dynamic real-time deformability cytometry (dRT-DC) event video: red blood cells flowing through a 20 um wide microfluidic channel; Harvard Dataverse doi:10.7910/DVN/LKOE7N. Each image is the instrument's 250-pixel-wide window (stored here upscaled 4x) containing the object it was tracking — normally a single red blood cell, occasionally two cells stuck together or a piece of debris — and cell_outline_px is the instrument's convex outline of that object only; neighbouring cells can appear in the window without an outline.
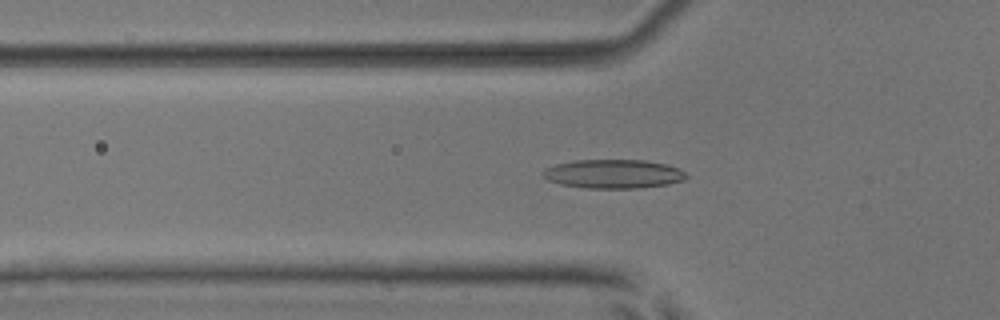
{"species": "common noctule bat (a hibernating species)", "species_latin": "Nyctalus noctula", "temperature_condition": "room temperature", "stored_images_in_passage": 54, "camera_frame_rate_fps": 3000, "um_per_image_px": 0.085, "animal": {"sex": "male", "body_mass_g": 17.9, "forearm_length_mm": 54.2}, "frame": {"image": 1, "passage_image": 19, "time_ms": 6.0, "image_size_px": [1000, 320], "cell_outline_px": [[688, 176], [684, 180], [668, 184], [636, 188], [588, 188], [560, 184], [548, 180], [544, 176], [544, 168], [556, 164], [576, 160], [644, 160], [664, 164], [676, 168], [684, 172]], "centroid_in_image_um": [52.13, 14.78], "position_along_channel_um": 73.7, "area_um2": 23.87}}
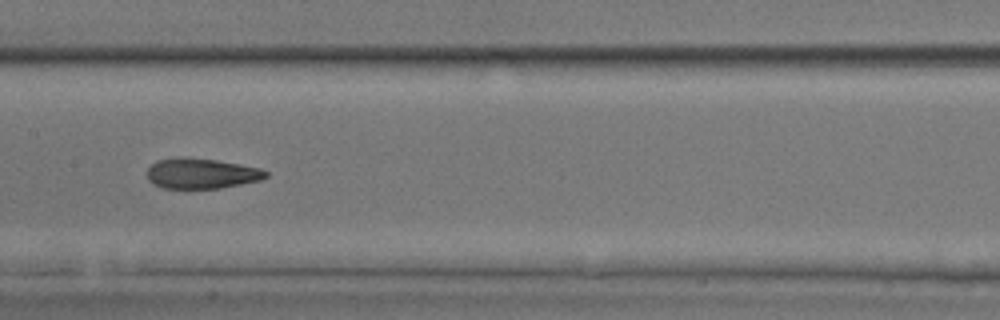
{"frame": {"image": 2, "passage_image": 28, "time_ms": 9.0, "image_size_px": [1000, 320], "cell_outline_px": [[268, 176], [260, 180], [220, 188], [160, 188], [152, 184], [148, 180], [148, 168], [156, 160], [176, 156], [184, 156], [216, 160], [240, 164], [260, 168], [268, 172]], "centroid_in_image_um": [17.08, 14.73], "position_along_channel_um": 190.3, "area_um2": 21.21}}
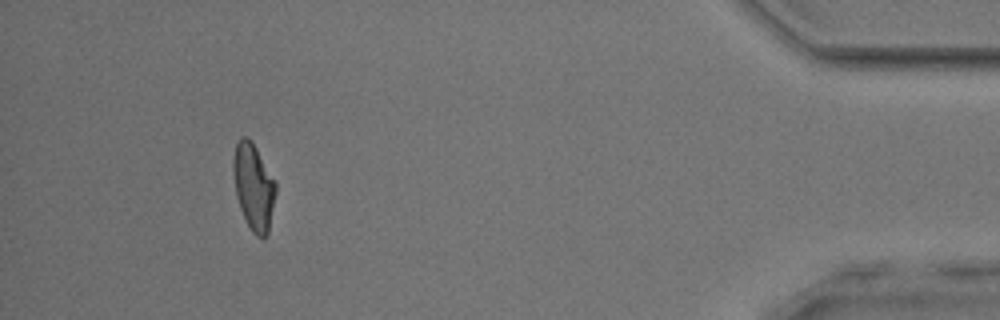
{"frame": {"image": 3, "passage_image": 50, "time_ms": 16.333, "image_size_px": [1000, 320], "cell_outline_px": [[276, 192], [268, 232], [264, 236], [256, 236], [252, 232], [240, 208], [236, 196], [232, 172], [232, 160], [236, 144], [240, 136], [248, 136], [252, 140], [276, 180]], "centroid_in_image_um": [21.54, 15.79], "position_along_channel_um": 413.7, "area_um2": 21.62}, "authors_computed_cell_mechanics": {"area_um2": 21.7039, "velocity_mm_per_s": 3.8806, "shape_relaxation_time_tau1_ms": 5.7928, "shape_relaxation_time_tau2_ms": 2.2919, "deformation_change_tau1": 0.1763, "deformation_change_tau2": 0.0893}}